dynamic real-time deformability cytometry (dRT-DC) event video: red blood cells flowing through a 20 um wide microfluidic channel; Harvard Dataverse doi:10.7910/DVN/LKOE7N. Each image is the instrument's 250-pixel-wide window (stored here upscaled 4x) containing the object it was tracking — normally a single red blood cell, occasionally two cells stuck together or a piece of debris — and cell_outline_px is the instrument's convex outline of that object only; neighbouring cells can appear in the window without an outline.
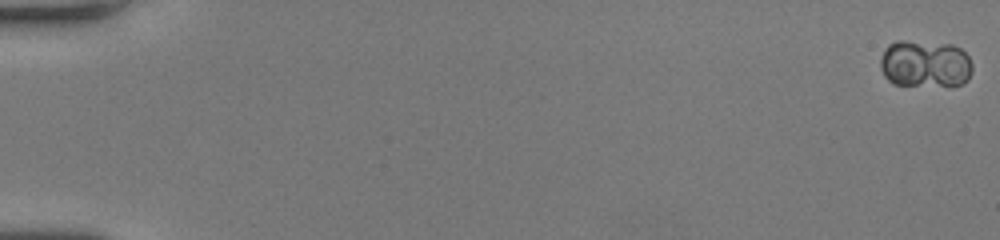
{"species": "human", "species_latin": "Homo sapiens", "temperature_condition": "room temperature", "stored_images_in_passage": 55, "camera_frame_rate_fps": 3000, "um_per_image_px": 0.085, "donor": {"sex": "female"}, "frame": {"image": 1, "passage_image": 1, "time_ms": 0.0, "image_size_px": [1000, 240], "cell_outline_px": [[972, 72], [968, 80], [960, 84], [896, 84], [888, 80], [884, 76], [880, 68], [880, 60], [884, 48], [888, 44], [896, 40], [904, 40], [952, 44], [960, 48], [968, 56], [972, 64]], "centroid_in_image_um": [78.61, 5.38], "position_along_channel_um": 6.4, "area_um2": 25.26}}
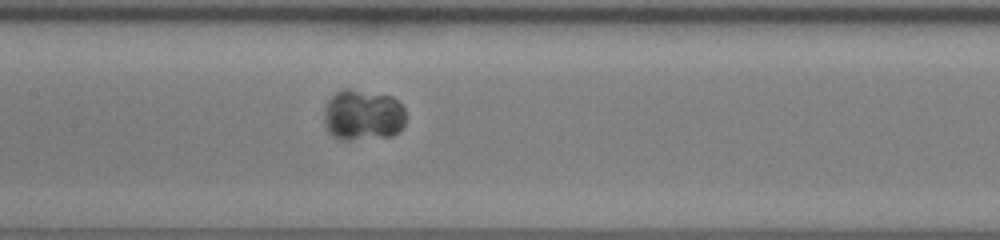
{"frame": {"image": 2, "passage_image": 29, "time_ms": 9.333, "image_size_px": [1000, 240], "cell_outline_px": [[404, 128], [400, 132], [392, 136], [348, 140], [336, 140], [328, 132], [324, 124], [324, 108], [328, 100], [336, 92], [344, 88], [348, 88], [392, 96], [404, 108]], "centroid_in_image_um": [30.83, 9.8], "position_along_channel_um": 176.6, "area_um2": 24.68}}
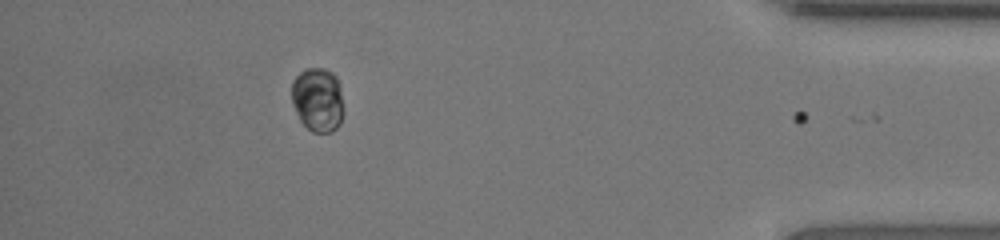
{"frame": {"image": 3, "passage_image": 50, "time_ms": 16.333, "image_size_px": [1000, 240], "cell_outline_px": [[344, 112], [340, 124], [332, 132], [312, 132], [300, 120], [292, 104], [292, 80], [300, 72], [308, 68], [324, 68], [332, 72], [336, 76], [340, 88]], "centroid_in_image_um": [27.01, 8.47], "position_along_channel_um": 408.2, "area_um2": 19.54}, "authors_computed_cell_mechanics": {"area_um2": 24.4494, "velocity_mm_per_s": 3.9571, "shape_relaxation_time_tau1_ms": 2.2033, "shape_relaxation_time_tau2_ms": null, "deformation_change_tau1": 0.0476, "deformation_change_tau2": null}}